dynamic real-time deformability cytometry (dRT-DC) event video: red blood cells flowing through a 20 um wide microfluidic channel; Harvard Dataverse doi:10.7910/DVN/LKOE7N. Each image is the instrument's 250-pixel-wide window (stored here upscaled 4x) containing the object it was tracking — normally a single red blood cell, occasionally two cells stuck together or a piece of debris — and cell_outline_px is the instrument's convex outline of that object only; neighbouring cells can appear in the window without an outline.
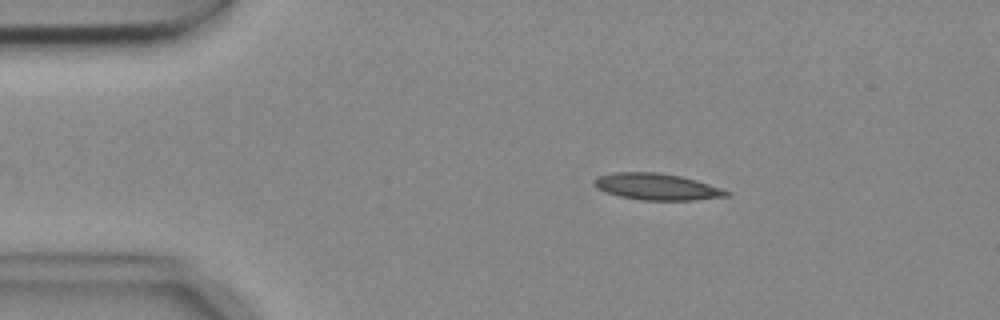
{"species": "common noctule bat (a hibernating species)", "species_latin": "Nyctalus noctula", "temperature_condition": "cold", "stored_images_in_passage": 6, "camera_frame_rate_fps": 3000, "um_per_image_px": 0.085, "animal": {"sex": "female", "body_mass_g": 18.4}, "frame": {"image": 1, "passage_image": 3, "time_ms": 0.667, "image_size_px": [1000, 320], "cell_outline_px": [[732, 192], [728, 196], [696, 200], [640, 200], [620, 196], [596, 188], [592, 184], [592, 180], [596, 176], [612, 172], [660, 172], [680, 176], [696, 180]], "centroid_in_image_um": [55.79, 15.86], "position_along_channel_um": 29.2, "area_um2": 20.58}}
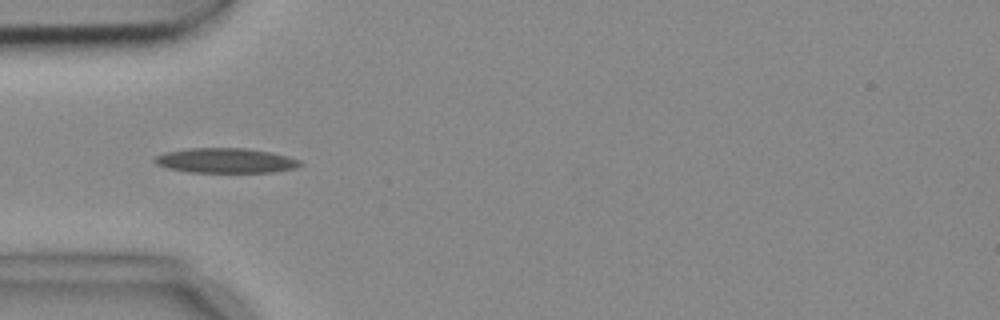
{"frame": {"image": 2, "passage_image": 5, "time_ms": 1.333, "image_size_px": [1000, 320], "cell_outline_px": [[304, 164], [296, 168], [276, 172], [188, 172], [168, 168], [156, 164], [152, 160], [156, 156], [168, 152], [188, 148], [244, 148], [268, 152], [288, 156], [300, 160]], "centroid_in_image_um": [19.21, 13.65], "position_along_channel_um": 65.8, "area_um2": 21.04}}